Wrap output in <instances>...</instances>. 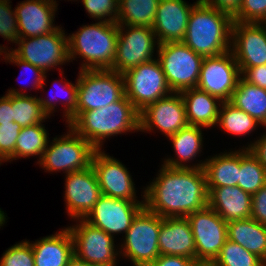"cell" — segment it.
I'll list each match as a JSON object with an SVG mask.
<instances>
[{
	"mask_svg": "<svg viewBox=\"0 0 266 266\" xmlns=\"http://www.w3.org/2000/svg\"><path fill=\"white\" fill-rule=\"evenodd\" d=\"M144 190V207L162 218L187 217L209 205L203 168H171L161 165Z\"/></svg>",
	"mask_w": 266,
	"mask_h": 266,
	"instance_id": "obj_1",
	"label": "cell"
},
{
	"mask_svg": "<svg viewBox=\"0 0 266 266\" xmlns=\"http://www.w3.org/2000/svg\"><path fill=\"white\" fill-rule=\"evenodd\" d=\"M140 113L124 95L106 107L88 111H76L67 123L78 135L96 150H102L106 139L139 132Z\"/></svg>",
	"mask_w": 266,
	"mask_h": 266,
	"instance_id": "obj_2",
	"label": "cell"
},
{
	"mask_svg": "<svg viewBox=\"0 0 266 266\" xmlns=\"http://www.w3.org/2000/svg\"><path fill=\"white\" fill-rule=\"evenodd\" d=\"M233 17L202 1L193 8L182 42L203 57H214L231 49Z\"/></svg>",
	"mask_w": 266,
	"mask_h": 266,
	"instance_id": "obj_3",
	"label": "cell"
},
{
	"mask_svg": "<svg viewBox=\"0 0 266 266\" xmlns=\"http://www.w3.org/2000/svg\"><path fill=\"white\" fill-rule=\"evenodd\" d=\"M118 24L98 21L68 35L70 62L82 58L80 70L111 69L116 55ZM79 56V57H77Z\"/></svg>",
	"mask_w": 266,
	"mask_h": 266,
	"instance_id": "obj_4",
	"label": "cell"
},
{
	"mask_svg": "<svg viewBox=\"0 0 266 266\" xmlns=\"http://www.w3.org/2000/svg\"><path fill=\"white\" fill-rule=\"evenodd\" d=\"M162 221L161 216L144 207L121 239L120 258L131 261L133 266H150L160 255L158 238Z\"/></svg>",
	"mask_w": 266,
	"mask_h": 266,
	"instance_id": "obj_5",
	"label": "cell"
},
{
	"mask_svg": "<svg viewBox=\"0 0 266 266\" xmlns=\"http://www.w3.org/2000/svg\"><path fill=\"white\" fill-rule=\"evenodd\" d=\"M66 134L49 140L41 160L37 163L48 173L70 172L86 169L96 150L87 140L78 135L69 125ZM51 141V142H50Z\"/></svg>",
	"mask_w": 266,
	"mask_h": 266,
	"instance_id": "obj_6",
	"label": "cell"
},
{
	"mask_svg": "<svg viewBox=\"0 0 266 266\" xmlns=\"http://www.w3.org/2000/svg\"><path fill=\"white\" fill-rule=\"evenodd\" d=\"M157 59L172 92L196 88L204 57L182 41L165 42L158 46Z\"/></svg>",
	"mask_w": 266,
	"mask_h": 266,
	"instance_id": "obj_7",
	"label": "cell"
},
{
	"mask_svg": "<svg viewBox=\"0 0 266 266\" xmlns=\"http://www.w3.org/2000/svg\"><path fill=\"white\" fill-rule=\"evenodd\" d=\"M77 76V109L88 111L106 107L125 95L124 78L110 69L80 70Z\"/></svg>",
	"mask_w": 266,
	"mask_h": 266,
	"instance_id": "obj_8",
	"label": "cell"
},
{
	"mask_svg": "<svg viewBox=\"0 0 266 266\" xmlns=\"http://www.w3.org/2000/svg\"><path fill=\"white\" fill-rule=\"evenodd\" d=\"M59 26L55 31L36 37L19 38L14 49L18 58L38 67L44 73L70 62L68 34Z\"/></svg>",
	"mask_w": 266,
	"mask_h": 266,
	"instance_id": "obj_9",
	"label": "cell"
},
{
	"mask_svg": "<svg viewBox=\"0 0 266 266\" xmlns=\"http://www.w3.org/2000/svg\"><path fill=\"white\" fill-rule=\"evenodd\" d=\"M159 43L151 27L118 24L116 55L110 70L124 74L157 57ZM156 51V53H155Z\"/></svg>",
	"mask_w": 266,
	"mask_h": 266,
	"instance_id": "obj_10",
	"label": "cell"
},
{
	"mask_svg": "<svg viewBox=\"0 0 266 266\" xmlns=\"http://www.w3.org/2000/svg\"><path fill=\"white\" fill-rule=\"evenodd\" d=\"M73 239L74 255L95 266H117L120 253L115 239L84 219L67 227ZM117 247V248H116Z\"/></svg>",
	"mask_w": 266,
	"mask_h": 266,
	"instance_id": "obj_11",
	"label": "cell"
},
{
	"mask_svg": "<svg viewBox=\"0 0 266 266\" xmlns=\"http://www.w3.org/2000/svg\"><path fill=\"white\" fill-rule=\"evenodd\" d=\"M122 75L125 95L139 113L148 105L172 93L157 58Z\"/></svg>",
	"mask_w": 266,
	"mask_h": 266,
	"instance_id": "obj_12",
	"label": "cell"
},
{
	"mask_svg": "<svg viewBox=\"0 0 266 266\" xmlns=\"http://www.w3.org/2000/svg\"><path fill=\"white\" fill-rule=\"evenodd\" d=\"M186 218L195 241L196 261L202 265H211L227 240V222L209 205Z\"/></svg>",
	"mask_w": 266,
	"mask_h": 266,
	"instance_id": "obj_13",
	"label": "cell"
},
{
	"mask_svg": "<svg viewBox=\"0 0 266 266\" xmlns=\"http://www.w3.org/2000/svg\"><path fill=\"white\" fill-rule=\"evenodd\" d=\"M91 166L96 174L102 195L128 201H144V191L141 192L143 200H137V190H135L130 171L113 156L106 154L103 150H95Z\"/></svg>",
	"mask_w": 266,
	"mask_h": 266,
	"instance_id": "obj_14",
	"label": "cell"
},
{
	"mask_svg": "<svg viewBox=\"0 0 266 266\" xmlns=\"http://www.w3.org/2000/svg\"><path fill=\"white\" fill-rule=\"evenodd\" d=\"M241 77L239 66L231 51L214 57H204L196 88L230 101Z\"/></svg>",
	"mask_w": 266,
	"mask_h": 266,
	"instance_id": "obj_15",
	"label": "cell"
},
{
	"mask_svg": "<svg viewBox=\"0 0 266 266\" xmlns=\"http://www.w3.org/2000/svg\"><path fill=\"white\" fill-rule=\"evenodd\" d=\"M144 208V201H128L101 195L84 220L114 239L126 234L133 219Z\"/></svg>",
	"mask_w": 266,
	"mask_h": 266,
	"instance_id": "obj_16",
	"label": "cell"
},
{
	"mask_svg": "<svg viewBox=\"0 0 266 266\" xmlns=\"http://www.w3.org/2000/svg\"><path fill=\"white\" fill-rule=\"evenodd\" d=\"M230 51L241 74L248 68L266 65V23L233 21Z\"/></svg>",
	"mask_w": 266,
	"mask_h": 266,
	"instance_id": "obj_17",
	"label": "cell"
},
{
	"mask_svg": "<svg viewBox=\"0 0 266 266\" xmlns=\"http://www.w3.org/2000/svg\"><path fill=\"white\" fill-rule=\"evenodd\" d=\"M188 125L181 93L172 92L140 112L139 132L160 130L166 138ZM153 130V131H152Z\"/></svg>",
	"mask_w": 266,
	"mask_h": 266,
	"instance_id": "obj_18",
	"label": "cell"
},
{
	"mask_svg": "<svg viewBox=\"0 0 266 266\" xmlns=\"http://www.w3.org/2000/svg\"><path fill=\"white\" fill-rule=\"evenodd\" d=\"M64 201L71 219H84L102 195L96 174L90 165L86 169L65 175Z\"/></svg>",
	"mask_w": 266,
	"mask_h": 266,
	"instance_id": "obj_19",
	"label": "cell"
},
{
	"mask_svg": "<svg viewBox=\"0 0 266 266\" xmlns=\"http://www.w3.org/2000/svg\"><path fill=\"white\" fill-rule=\"evenodd\" d=\"M188 4L185 0H160L152 29L159 44L182 41L186 34L192 8L199 2Z\"/></svg>",
	"mask_w": 266,
	"mask_h": 266,
	"instance_id": "obj_20",
	"label": "cell"
},
{
	"mask_svg": "<svg viewBox=\"0 0 266 266\" xmlns=\"http://www.w3.org/2000/svg\"><path fill=\"white\" fill-rule=\"evenodd\" d=\"M58 9L56 0H24L15 7L19 38L49 34L59 26L55 25Z\"/></svg>",
	"mask_w": 266,
	"mask_h": 266,
	"instance_id": "obj_21",
	"label": "cell"
},
{
	"mask_svg": "<svg viewBox=\"0 0 266 266\" xmlns=\"http://www.w3.org/2000/svg\"><path fill=\"white\" fill-rule=\"evenodd\" d=\"M158 247L160 255L182 256L196 260V246L186 217L163 218Z\"/></svg>",
	"mask_w": 266,
	"mask_h": 266,
	"instance_id": "obj_22",
	"label": "cell"
},
{
	"mask_svg": "<svg viewBox=\"0 0 266 266\" xmlns=\"http://www.w3.org/2000/svg\"><path fill=\"white\" fill-rule=\"evenodd\" d=\"M202 128L204 127L187 125L177 133L168 136L167 139L172 143L176 155L164 158L163 165L171 168H203L205 160H199L197 164L192 163L202 153L204 146ZM190 162L192 165L188 164Z\"/></svg>",
	"mask_w": 266,
	"mask_h": 266,
	"instance_id": "obj_23",
	"label": "cell"
},
{
	"mask_svg": "<svg viewBox=\"0 0 266 266\" xmlns=\"http://www.w3.org/2000/svg\"><path fill=\"white\" fill-rule=\"evenodd\" d=\"M209 206L227 223L251 217L252 196L238 186L214 188Z\"/></svg>",
	"mask_w": 266,
	"mask_h": 266,
	"instance_id": "obj_24",
	"label": "cell"
},
{
	"mask_svg": "<svg viewBox=\"0 0 266 266\" xmlns=\"http://www.w3.org/2000/svg\"><path fill=\"white\" fill-rule=\"evenodd\" d=\"M29 243L33 250L35 266H67L74 255L73 239L67 227Z\"/></svg>",
	"mask_w": 266,
	"mask_h": 266,
	"instance_id": "obj_25",
	"label": "cell"
},
{
	"mask_svg": "<svg viewBox=\"0 0 266 266\" xmlns=\"http://www.w3.org/2000/svg\"><path fill=\"white\" fill-rule=\"evenodd\" d=\"M181 96L185 105L188 125L213 128L217 124L222 101L198 88L184 90Z\"/></svg>",
	"mask_w": 266,
	"mask_h": 266,
	"instance_id": "obj_26",
	"label": "cell"
},
{
	"mask_svg": "<svg viewBox=\"0 0 266 266\" xmlns=\"http://www.w3.org/2000/svg\"><path fill=\"white\" fill-rule=\"evenodd\" d=\"M230 151V152H229ZM221 152L205 159L203 170L208 192L214 188L237 186L240 172V147L236 150Z\"/></svg>",
	"mask_w": 266,
	"mask_h": 266,
	"instance_id": "obj_27",
	"label": "cell"
},
{
	"mask_svg": "<svg viewBox=\"0 0 266 266\" xmlns=\"http://www.w3.org/2000/svg\"><path fill=\"white\" fill-rule=\"evenodd\" d=\"M227 239L256 254L266 263V225L251 217L228 222Z\"/></svg>",
	"mask_w": 266,
	"mask_h": 266,
	"instance_id": "obj_28",
	"label": "cell"
},
{
	"mask_svg": "<svg viewBox=\"0 0 266 266\" xmlns=\"http://www.w3.org/2000/svg\"><path fill=\"white\" fill-rule=\"evenodd\" d=\"M229 102L236 108L245 111L263 128H266V89L253 85L240 77Z\"/></svg>",
	"mask_w": 266,
	"mask_h": 266,
	"instance_id": "obj_29",
	"label": "cell"
},
{
	"mask_svg": "<svg viewBox=\"0 0 266 266\" xmlns=\"http://www.w3.org/2000/svg\"><path fill=\"white\" fill-rule=\"evenodd\" d=\"M6 94H12L13 122L21 127H28L46 122L48 114L43 110L37 96L29 95L25 91L10 88Z\"/></svg>",
	"mask_w": 266,
	"mask_h": 266,
	"instance_id": "obj_30",
	"label": "cell"
},
{
	"mask_svg": "<svg viewBox=\"0 0 266 266\" xmlns=\"http://www.w3.org/2000/svg\"><path fill=\"white\" fill-rule=\"evenodd\" d=\"M45 125L37 123L32 126L22 127L16 140L14 153L6 160L10 162L20 158L38 157V163L41 160L43 152L46 150L49 142V133Z\"/></svg>",
	"mask_w": 266,
	"mask_h": 266,
	"instance_id": "obj_31",
	"label": "cell"
},
{
	"mask_svg": "<svg viewBox=\"0 0 266 266\" xmlns=\"http://www.w3.org/2000/svg\"><path fill=\"white\" fill-rule=\"evenodd\" d=\"M160 0H118L117 24L153 26Z\"/></svg>",
	"mask_w": 266,
	"mask_h": 266,
	"instance_id": "obj_32",
	"label": "cell"
},
{
	"mask_svg": "<svg viewBox=\"0 0 266 266\" xmlns=\"http://www.w3.org/2000/svg\"><path fill=\"white\" fill-rule=\"evenodd\" d=\"M218 126L219 129H223L224 133H228V135L246 137L262 125L245 111L236 108L229 101H226L222 102L219 109L216 127Z\"/></svg>",
	"mask_w": 266,
	"mask_h": 266,
	"instance_id": "obj_33",
	"label": "cell"
},
{
	"mask_svg": "<svg viewBox=\"0 0 266 266\" xmlns=\"http://www.w3.org/2000/svg\"><path fill=\"white\" fill-rule=\"evenodd\" d=\"M63 72L64 71L62 70L60 73L63 76V78H61V80L64 79L61 81L62 83H60L58 80L57 81L54 80L52 83L53 86H51V88L52 87L54 88V86L57 84L54 88V90H56V91H54L53 89L50 90L51 92H52V90L54 91V92H52L53 95H55V92H56L58 97L63 96L62 97L63 99H61V97H60V99H58V98L56 99V98H54L56 96H53L52 94H51L52 96L50 95L51 96L50 99H48V97L42 98L40 96L38 98L40 100V103L42 105L43 110L48 114L49 117L53 116L55 111L57 112L56 109H57V106H59L58 102H60L63 105V108H62L63 109V116L62 117L65 118L64 121L66 120L65 124H67L70 121V119L76 114L78 83H77V80H76L75 84L70 82L67 79L65 80V77L63 75L65 73H63ZM63 81H64V83H63ZM58 93H59V95H58Z\"/></svg>",
	"mask_w": 266,
	"mask_h": 266,
	"instance_id": "obj_34",
	"label": "cell"
},
{
	"mask_svg": "<svg viewBox=\"0 0 266 266\" xmlns=\"http://www.w3.org/2000/svg\"><path fill=\"white\" fill-rule=\"evenodd\" d=\"M241 148L240 172L237 186L252 196L266 184V169L250 148Z\"/></svg>",
	"mask_w": 266,
	"mask_h": 266,
	"instance_id": "obj_35",
	"label": "cell"
},
{
	"mask_svg": "<svg viewBox=\"0 0 266 266\" xmlns=\"http://www.w3.org/2000/svg\"><path fill=\"white\" fill-rule=\"evenodd\" d=\"M211 266H266V263L256 254L227 239Z\"/></svg>",
	"mask_w": 266,
	"mask_h": 266,
	"instance_id": "obj_36",
	"label": "cell"
},
{
	"mask_svg": "<svg viewBox=\"0 0 266 266\" xmlns=\"http://www.w3.org/2000/svg\"><path fill=\"white\" fill-rule=\"evenodd\" d=\"M0 266H35L29 240H22L7 248L0 258Z\"/></svg>",
	"mask_w": 266,
	"mask_h": 266,
	"instance_id": "obj_37",
	"label": "cell"
},
{
	"mask_svg": "<svg viewBox=\"0 0 266 266\" xmlns=\"http://www.w3.org/2000/svg\"><path fill=\"white\" fill-rule=\"evenodd\" d=\"M81 3L95 21L117 22L118 0H81Z\"/></svg>",
	"mask_w": 266,
	"mask_h": 266,
	"instance_id": "obj_38",
	"label": "cell"
},
{
	"mask_svg": "<svg viewBox=\"0 0 266 266\" xmlns=\"http://www.w3.org/2000/svg\"><path fill=\"white\" fill-rule=\"evenodd\" d=\"M10 0H0V36L10 43L19 39V29L15 9Z\"/></svg>",
	"mask_w": 266,
	"mask_h": 266,
	"instance_id": "obj_39",
	"label": "cell"
},
{
	"mask_svg": "<svg viewBox=\"0 0 266 266\" xmlns=\"http://www.w3.org/2000/svg\"><path fill=\"white\" fill-rule=\"evenodd\" d=\"M233 21L244 23H266V0H241Z\"/></svg>",
	"mask_w": 266,
	"mask_h": 266,
	"instance_id": "obj_40",
	"label": "cell"
},
{
	"mask_svg": "<svg viewBox=\"0 0 266 266\" xmlns=\"http://www.w3.org/2000/svg\"><path fill=\"white\" fill-rule=\"evenodd\" d=\"M21 129L22 127L16 122L0 125V166L14 153Z\"/></svg>",
	"mask_w": 266,
	"mask_h": 266,
	"instance_id": "obj_41",
	"label": "cell"
},
{
	"mask_svg": "<svg viewBox=\"0 0 266 266\" xmlns=\"http://www.w3.org/2000/svg\"><path fill=\"white\" fill-rule=\"evenodd\" d=\"M1 56H3L2 58H3V60H5L4 62H6V63L8 62L9 64L13 63L16 66H21L20 68L24 69V71L26 70L27 72L29 71L30 73L32 72L34 74V77H33L34 82H32V84H31V90H32V88L37 89V90H39V89L41 90L44 88V86L46 84L47 75L41 69L30 64L27 61H24V60L18 58L10 49L1 52L0 57ZM20 84H22V82H20Z\"/></svg>",
	"mask_w": 266,
	"mask_h": 266,
	"instance_id": "obj_42",
	"label": "cell"
},
{
	"mask_svg": "<svg viewBox=\"0 0 266 266\" xmlns=\"http://www.w3.org/2000/svg\"><path fill=\"white\" fill-rule=\"evenodd\" d=\"M251 218L266 225V184L252 195Z\"/></svg>",
	"mask_w": 266,
	"mask_h": 266,
	"instance_id": "obj_43",
	"label": "cell"
},
{
	"mask_svg": "<svg viewBox=\"0 0 266 266\" xmlns=\"http://www.w3.org/2000/svg\"><path fill=\"white\" fill-rule=\"evenodd\" d=\"M241 77L253 85L266 89V65L248 68L241 74Z\"/></svg>",
	"mask_w": 266,
	"mask_h": 266,
	"instance_id": "obj_44",
	"label": "cell"
},
{
	"mask_svg": "<svg viewBox=\"0 0 266 266\" xmlns=\"http://www.w3.org/2000/svg\"><path fill=\"white\" fill-rule=\"evenodd\" d=\"M199 263L182 256L159 255L150 266H198Z\"/></svg>",
	"mask_w": 266,
	"mask_h": 266,
	"instance_id": "obj_45",
	"label": "cell"
},
{
	"mask_svg": "<svg viewBox=\"0 0 266 266\" xmlns=\"http://www.w3.org/2000/svg\"><path fill=\"white\" fill-rule=\"evenodd\" d=\"M206 5L226 12L232 17L238 12L241 0H201Z\"/></svg>",
	"mask_w": 266,
	"mask_h": 266,
	"instance_id": "obj_46",
	"label": "cell"
},
{
	"mask_svg": "<svg viewBox=\"0 0 266 266\" xmlns=\"http://www.w3.org/2000/svg\"><path fill=\"white\" fill-rule=\"evenodd\" d=\"M250 142V144H247L248 146L243 145V148H250V150L258 157L262 166L266 169V131L261 137H258L257 140L255 139L254 142Z\"/></svg>",
	"mask_w": 266,
	"mask_h": 266,
	"instance_id": "obj_47",
	"label": "cell"
},
{
	"mask_svg": "<svg viewBox=\"0 0 266 266\" xmlns=\"http://www.w3.org/2000/svg\"><path fill=\"white\" fill-rule=\"evenodd\" d=\"M13 122L12 94H5L0 97V125Z\"/></svg>",
	"mask_w": 266,
	"mask_h": 266,
	"instance_id": "obj_48",
	"label": "cell"
},
{
	"mask_svg": "<svg viewBox=\"0 0 266 266\" xmlns=\"http://www.w3.org/2000/svg\"><path fill=\"white\" fill-rule=\"evenodd\" d=\"M67 266H95V265L90 264L84 260H81V259L77 258L75 255H73L69 259Z\"/></svg>",
	"mask_w": 266,
	"mask_h": 266,
	"instance_id": "obj_49",
	"label": "cell"
},
{
	"mask_svg": "<svg viewBox=\"0 0 266 266\" xmlns=\"http://www.w3.org/2000/svg\"><path fill=\"white\" fill-rule=\"evenodd\" d=\"M6 213L4 211H2V209L0 208V228L5 225L6 221L8 218L7 215H5Z\"/></svg>",
	"mask_w": 266,
	"mask_h": 266,
	"instance_id": "obj_50",
	"label": "cell"
},
{
	"mask_svg": "<svg viewBox=\"0 0 266 266\" xmlns=\"http://www.w3.org/2000/svg\"><path fill=\"white\" fill-rule=\"evenodd\" d=\"M1 46H0V53L1 52H3V51H5V50H9V49H11L10 47H8V46H4V45H2V44H0Z\"/></svg>",
	"mask_w": 266,
	"mask_h": 266,
	"instance_id": "obj_51",
	"label": "cell"
},
{
	"mask_svg": "<svg viewBox=\"0 0 266 266\" xmlns=\"http://www.w3.org/2000/svg\"><path fill=\"white\" fill-rule=\"evenodd\" d=\"M198 266H211V265H202V264H199Z\"/></svg>",
	"mask_w": 266,
	"mask_h": 266,
	"instance_id": "obj_52",
	"label": "cell"
}]
</instances>
